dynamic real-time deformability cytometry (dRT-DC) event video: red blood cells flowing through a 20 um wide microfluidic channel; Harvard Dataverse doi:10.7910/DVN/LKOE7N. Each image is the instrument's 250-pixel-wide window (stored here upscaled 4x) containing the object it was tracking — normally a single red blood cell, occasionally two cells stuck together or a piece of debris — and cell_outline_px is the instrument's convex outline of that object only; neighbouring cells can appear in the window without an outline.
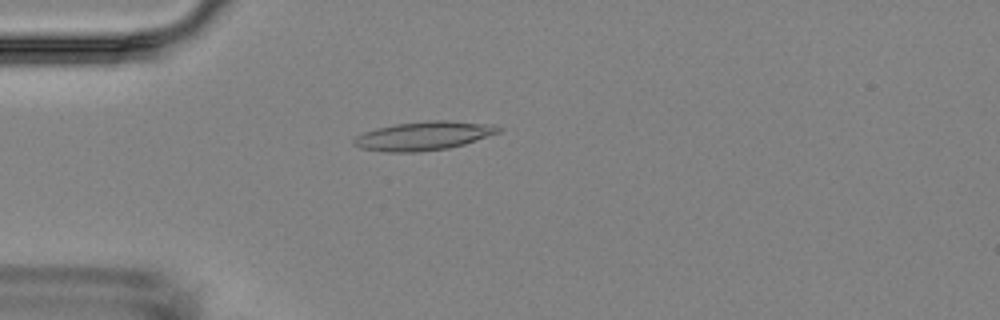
{"species": "Egyptian fruit bat (a non-hibernating species)", "species_latin": "Rousettus aegyptiacus", "temperature_condition": "room temperature", "stored_images_in_passage": 49, "camera_frame_rate_fps": 3000, "um_per_image_px": 0.085, "animal": {"sex": "female"}, "frame": {"image": 1, "passage_image": 13, "time_ms": 4.0, "image_size_px": [1000, 320], "cell_outline_px": [[504, 128], [500, 132], [464, 144], [448, 148], [420, 152], [384, 152], [360, 148], [352, 144], [352, 140], [356, 136], [364, 132], [376, 128], [396, 124], [428, 120], [448, 120], [496, 124]], "centroid_in_image_um": [36.03, 11.54], "position_along_channel_um": 49.0, "area_um2": 24.51}}
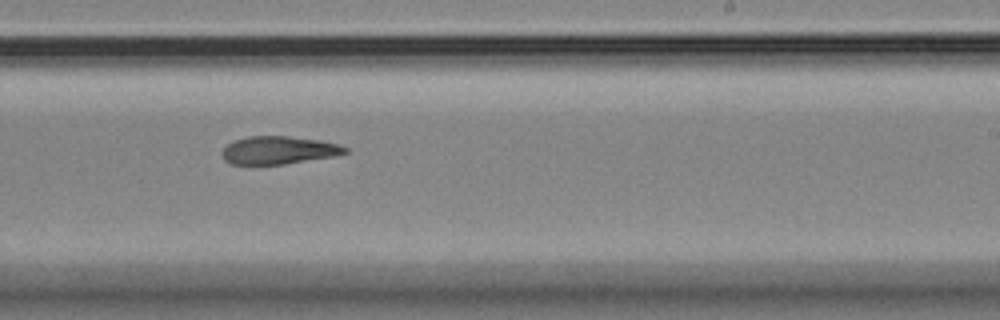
{"frame": {"image": 2, "passage_image": 30, "time_ms": 9.667, "image_size_px": [1000, 320], "cell_outline_px": [[348, 152], [332, 156], [284, 164], [232, 164], [224, 160], [220, 152], [232, 140], [248, 136], [288, 136], [320, 140], [340, 144], [348, 148]], "centroid_in_image_um": [23.66, 12.75], "position_along_channel_um": 265.3, "area_um2": 20.0}}
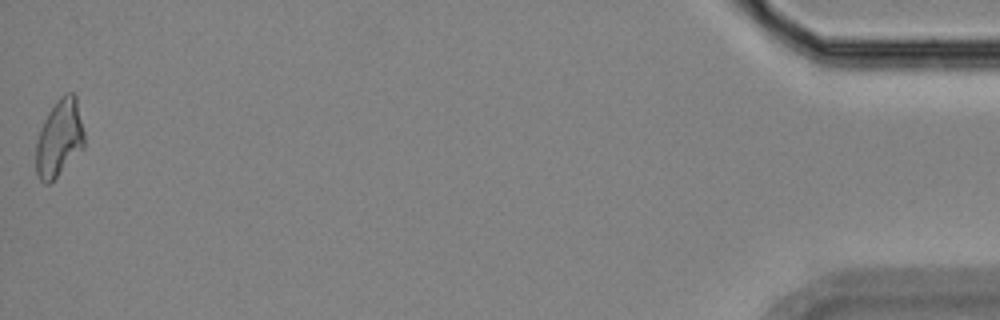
{"frame": {"image": 3, "passage_image": 49, "time_ms": 16.0, "image_size_px": [1000, 320], "cell_outline_px": [[84, 148], [48, 184], [44, 184], [40, 180], [36, 172], [36, 140], [40, 128], [48, 112], [60, 96], [64, 92], [72, 92], [76, 96], [84, 132]], "centroid_in_image_um": [5.03, 11.72], "position_along_channel_um": 430.2, "area_um2": 21.68}}